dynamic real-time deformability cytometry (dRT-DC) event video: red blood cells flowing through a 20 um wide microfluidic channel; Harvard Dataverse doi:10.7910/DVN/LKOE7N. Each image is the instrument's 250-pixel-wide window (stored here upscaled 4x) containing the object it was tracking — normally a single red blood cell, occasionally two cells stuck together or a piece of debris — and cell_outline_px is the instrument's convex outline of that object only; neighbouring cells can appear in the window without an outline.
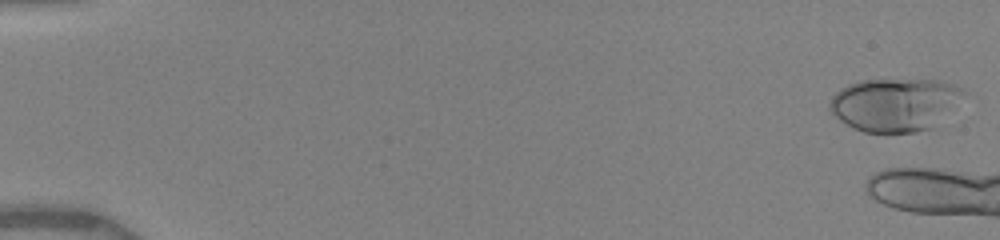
{"species": "human", "species_latin": "Homo sapiens", "temperature_condition": "warm", "stored_images_in_passage": 4, "camera_frame_rate_fps": 3000, "um_per_image_px": 0.085, "donor": {"sex": "female"}, "frame": {"image": 1, "passage_image": 1, "time_ms": 0.0, "image_size_px": [1000, 240], "cell_outline_px": [[968, 92], [932, 128], [916, 132], [864, 132], [852, 128], [828, 112], [828, 104], [832, 96], [840, 88], [848, 84], [860, 80], [940, 80], [956, 84], [964, 88]], "centroid_in_image_um": [76.04, 8.87], "position_along_channel_um": 9.0, "area_um2": 41.73}}